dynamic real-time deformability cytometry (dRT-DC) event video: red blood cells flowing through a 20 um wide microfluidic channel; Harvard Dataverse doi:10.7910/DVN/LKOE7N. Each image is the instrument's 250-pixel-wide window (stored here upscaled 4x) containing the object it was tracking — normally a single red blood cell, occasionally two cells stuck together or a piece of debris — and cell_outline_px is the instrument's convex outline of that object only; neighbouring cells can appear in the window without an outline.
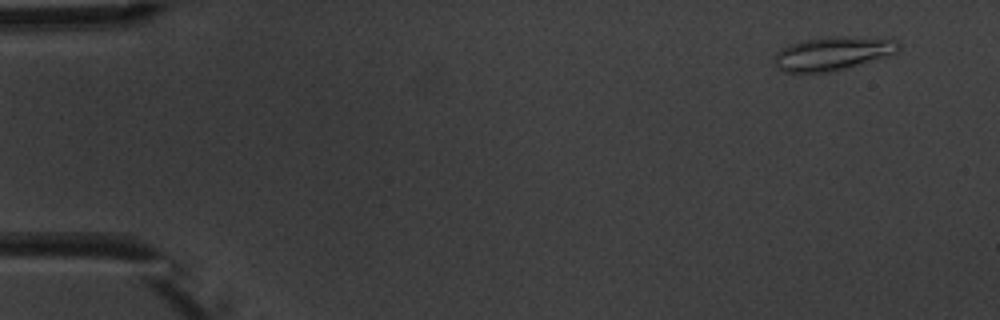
{"species": "common noctule bat (a hibernating species)", "species_latin": "Nyctalus noctula", "temperature_condition": "warm", "stored_images_in_passage": 6, "camera_frame_rate_fps": 3000, "um_per_image_px": 0.085, "animal": {"sex": "male", "body_mass_g": 20.1, "forearm_length_mm": 53.5}, "frame": {"image": 1, "passage_image": 1, "time_ms": 0.0, "image_size_px": [1000, 320], "cell_outline_px": [[900, 48], [896, 52], [888, 56], [844, 68], [828, 72], [800, 76], [784, 72], [776, 68], [772, 60], [776, 52], [780, 48], [788, 44], [804, 40], [828, 36], [844, 36], [896, 40], [900, 44]], "centroid_in_image_um": [70.64, 4.58], "position_along_channel_um": 14.4, "area_um2": 24.97}}
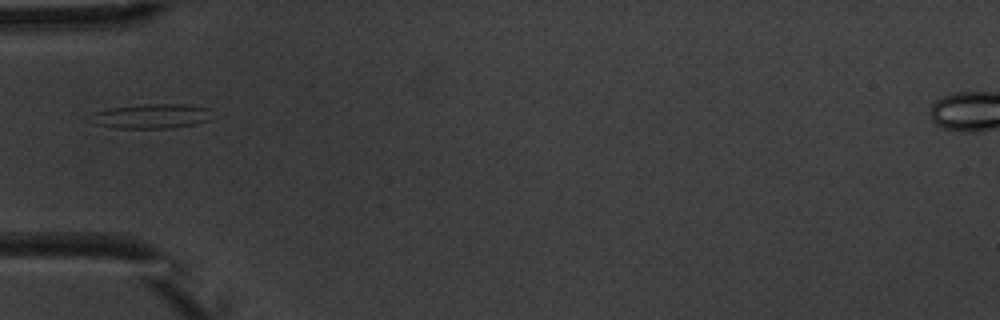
{"frame": {"image": 2, "passage_image": 5, "time_ms": 4.667, "image_size_px": [1000, 320], "cell_outline_px": [[212, 120], [196, 124], [172, 128], [116, 128], [96, 124], [96, 112], [108, 108], [144, 104], [184, 104], [212, 108]], "centroid_in_image_um": [13.06, 9.87], "position_along_channel_um": 71.9, "area_um2": 17.34}}
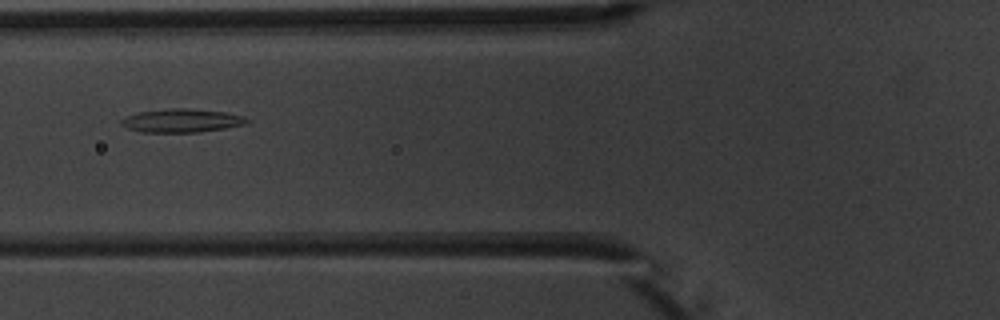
{"frame": {"image": 3, "passage_image": 6, "time_ms": 5.667, "image_size_px": [1000, 320], "cell_outline_px": [[252, 120], [244, 124], [224, 128], [200, 132], [140, 132], [128, 128], [120, 124], [120, 120], [128, 116], [140, 112], [168, 108], [184, 108], [228, 112], [244, 116]], "centroid_in_image_um": [15.47, 10.25], "position_along_channel_um": 110.3, "area_um2": 17.17}}